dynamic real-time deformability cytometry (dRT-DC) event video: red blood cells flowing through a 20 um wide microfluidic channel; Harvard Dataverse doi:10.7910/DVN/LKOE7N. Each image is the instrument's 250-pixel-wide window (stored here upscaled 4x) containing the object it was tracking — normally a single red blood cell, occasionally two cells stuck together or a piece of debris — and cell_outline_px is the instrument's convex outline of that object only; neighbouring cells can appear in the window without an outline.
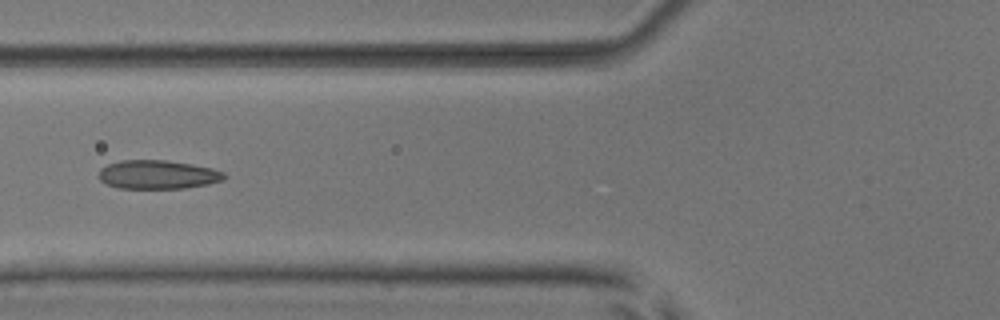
{"species": "common noctule bat (a hibernating species)", "species_latin": "Nyctalus noctula", "temperature_condition": "room temperature", "stored_images_in_passage": 7, "camera_frame_rate_fps": 3000, "um_per_image_px": 0.085, "animal": {"sex": "male", "body_mass_g": 17.9, "forearm_length_mm": 54.2}, "frame": {"image": 1, "passage_image": 6, "time_ms": 1.667, "image_size_px": [1000, 320], "cell_outline_px": [[228, 176], [224, 180], [208, 184], [184, 188], [120, 188], [108, 184], [100, 180], [96, 176], [100, 168], [108, 164], [120, 160], [164, 160], [192, 164], [212, 168], [224, 172]], "centroid_in_image_um": [13.41, 14.83], "position_along_channel_um": 112.4, "area_um2": 21.15}}
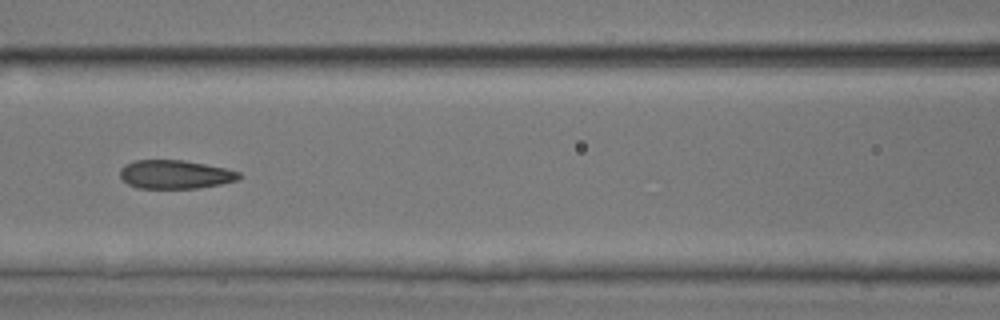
{"frame": {"image": 2, "passage_image": 7, "time_ms": 2.0, "image_size_px": [1000, 320], "cell_outline_px": [[244, 176], [236, 180], [220, 184], [200, 188], [136, 188], [128, 184], [120, 176], [120, 168], [124, 164], [132, 160], [184, 160], [224, 168], [240, 172]], "centroid_in_image_um": [14.87, 14.82], "position_along_channel_um": 151.7, "area_um2": 19.94}}